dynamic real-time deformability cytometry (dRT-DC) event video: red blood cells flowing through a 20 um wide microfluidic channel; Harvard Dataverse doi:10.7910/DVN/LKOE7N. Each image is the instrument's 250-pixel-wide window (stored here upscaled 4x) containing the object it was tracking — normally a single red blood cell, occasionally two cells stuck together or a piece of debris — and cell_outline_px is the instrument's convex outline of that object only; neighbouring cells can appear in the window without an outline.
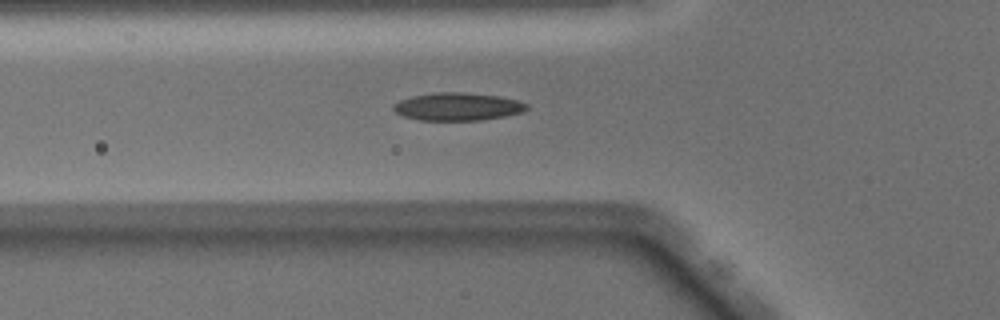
{"species": "Egyptian fruit bat (a non-hibernating species)", "species_latin": "Rousettus aegyptiacus", "temperature_condition": "warm", "stored_images_in_passage": 34, "camera_frame_rate_fps": 3000, "um_per_image_px": 0.085, "animal": {"sex": "male"}, "frame": {"image": 1, "passage_image": 2, "time_ms": 0.333, "image_size_px": [1000, 320], "cell_outline_px": [[528, 108], [524, 112], [504, 116], [480, 120], [420, 120], [404, 116], [396, 112], [392, 108], [392, 104], [400, 100], [412, 96], [436, 92], [464, 92], [500, 96], [516, 100], [528, 104]], "centroid_in_image_um": [38.9, 9.05], "position_along_channel_um": 86.9, "area_um2": 21.62}}
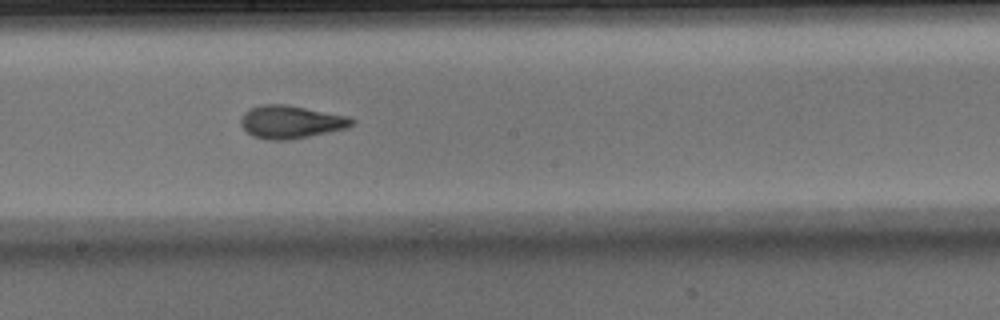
{"frame": {"image": 2, "passage_image": 12, "time_ms": 3.667, "image_size_px": [1000, 320], "cell_outline_px": [[356, 120], [348, 128], [288, 140], [268, 140], [252, 136], [240, 124], [240, 120], [244, 112], [252, 108], [264, 104], [288, 104], [348, 116]], "centroid_in_image_um": [24.73, 10.36], "position_along_channel_um": 223.5, "area_um2": 21.27}}
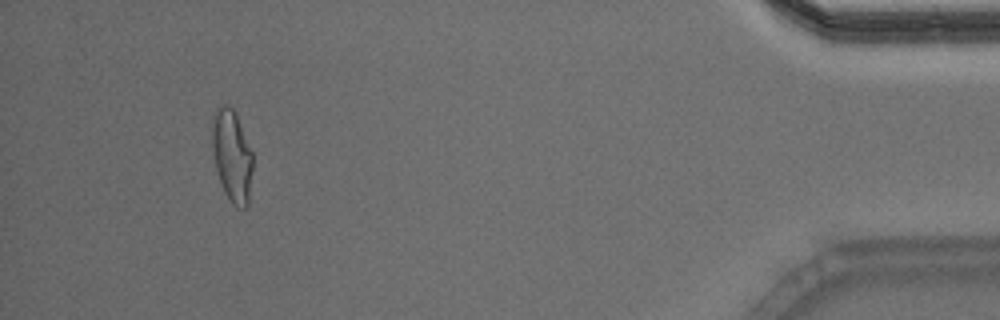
{"frame": {"image": 3, "passage_image": 31, "time_ms": 10.0, "image_size_px": [1000, 320], "cell_outline_px": [[252, 168], [248, 204], [244, 208], [240, 208], [232, 204], [224, 192], [216, 168], [212, 152], [212, 116], [216, 108], [224, 104], [232, 108], [236, 112], [252, 152]], "centroid_in_image_um": [19.7, 13.21], "position_along_channel_um": 415.5, "area_um2": 21.79}}